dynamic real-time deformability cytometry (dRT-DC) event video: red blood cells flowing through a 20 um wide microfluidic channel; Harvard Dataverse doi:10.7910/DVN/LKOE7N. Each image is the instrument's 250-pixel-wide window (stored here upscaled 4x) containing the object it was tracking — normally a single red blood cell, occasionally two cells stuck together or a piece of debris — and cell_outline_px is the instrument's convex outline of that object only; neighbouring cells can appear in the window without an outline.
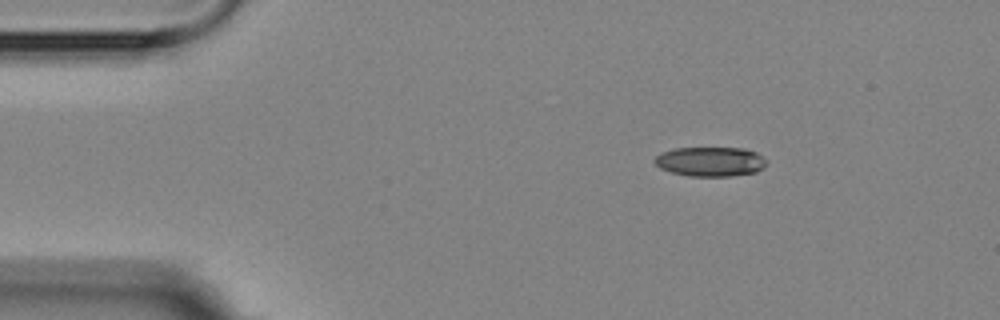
{"species": "Egyptian fruit bat (a non-hibernating species)", "species_latin": "Rousettus aegyptiacus", "temperature_condition": "room temperature", "stored_images_in_passage": 3, "camera_frame_rate_fps": 3000, "um_per_image_px": 0.085, "animal": {"sex": "female"}, "frame": {"image": 1, "passage_image": 1, "time_ms": 0.0, "image_size_px": [1000, 320], "cell_outline_px": [[768, 164], [764, 168], [756, 172], [732, 176], [688, 176], [672, 172], [660, 168], [652, 160], [660, 152], [672, 148], [744, 148], [756, 152]], "centroid_in_image_um": [60.36, 13.73], "position_along_channel_um": 24.6, "area_um2": 19.36}}